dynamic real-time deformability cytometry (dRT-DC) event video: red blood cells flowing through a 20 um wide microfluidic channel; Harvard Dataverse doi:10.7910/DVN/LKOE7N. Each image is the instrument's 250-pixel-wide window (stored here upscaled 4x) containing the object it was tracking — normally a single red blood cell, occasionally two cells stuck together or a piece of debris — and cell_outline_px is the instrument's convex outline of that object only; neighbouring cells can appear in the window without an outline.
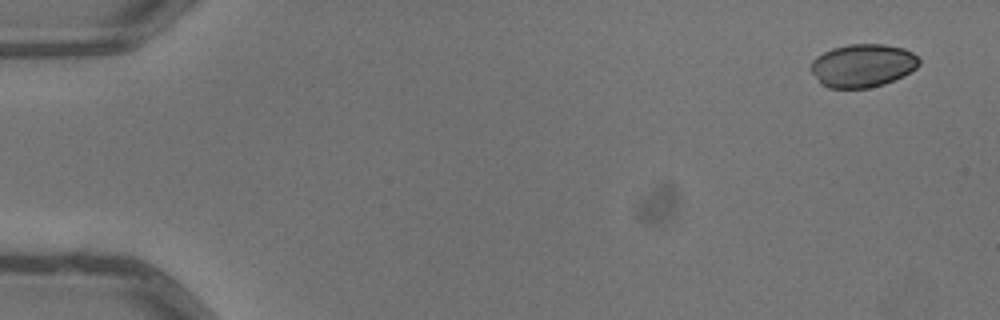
{"species": "common noctule bat (a hibernating species)", "species_latin": "Nyctalus noctula", "temperature_condition": "warm", "stored_images_in_passage": 6, "camera_frame_rate_fps": 3000, "um_per_image_px": 0.085, "animal": {"sex": "male", "body_mass_g": 13.3}, "frame": {"image": 1, "passage_image": 1, "time_ms": 0.0, "image_size_px": [1000, 320], "cell_outline_px": [[920, 64], [916, 68], [904, 76], [884, 84], [868, 88], [828, 88], [820, 84], [808, 68], [808, 64], [816, 56], [832, 48], [848, 44], [884, 44], [904, 48], [912, 52], [920, 60]], "centroid_in_image_um": [73.29, 5.57], "position_along_channel_um": 11.7, "area_um2": 27.63}}
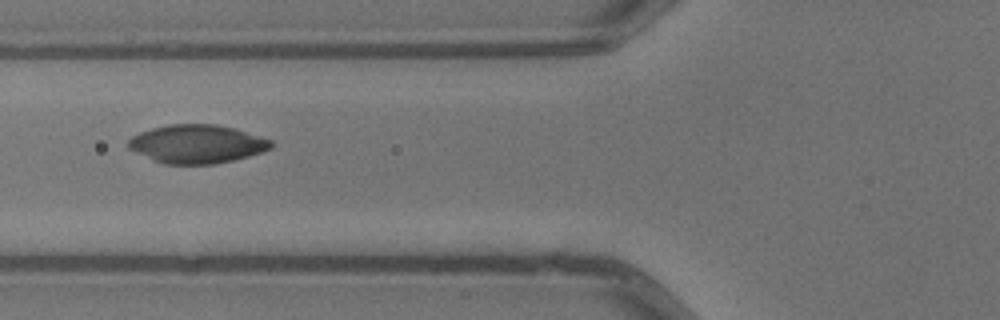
{"frame": {"image": 2, "passage_image": 5, "time_ms": 1.333, "image_size_px": [1000, 320], "cell_outline_px": [[272, 148], [264, 152], [216, 164], [164, 164], [136, 152], [128, 148], [128, 140], [132, 136], [140, 132], [152, 128], [172, 124], [216, 124], [232, 128], [272, 140]], "centroid_in_image_um": [16.74, 12.24], "position_along_channel_um": 109.1, "area_um2": 31.79}}
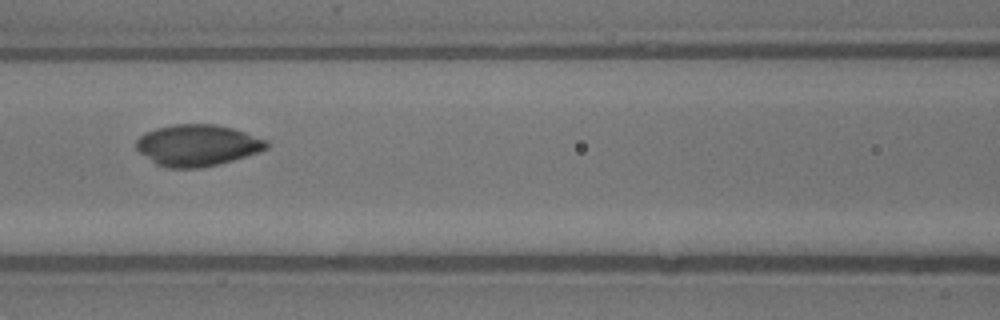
{"frame": {"image": 3, "passage_image": 6, "time_ms": 1.667, "image_size_px": [1000, 320], "cell_outline_px": [[268, 148], [260, 152], [220, 164], [200, 168], [168, 168], [156, 164], [140, 152], [136, 148], [136, 140], [140, 136], [156, 128], [172, 124], [216, 124], [232, 128], [268, 140]], "centroid_in_image_um": [16.8, 12.35], "position_along_channel_um": 149.8, "area_um2": 31.5}}